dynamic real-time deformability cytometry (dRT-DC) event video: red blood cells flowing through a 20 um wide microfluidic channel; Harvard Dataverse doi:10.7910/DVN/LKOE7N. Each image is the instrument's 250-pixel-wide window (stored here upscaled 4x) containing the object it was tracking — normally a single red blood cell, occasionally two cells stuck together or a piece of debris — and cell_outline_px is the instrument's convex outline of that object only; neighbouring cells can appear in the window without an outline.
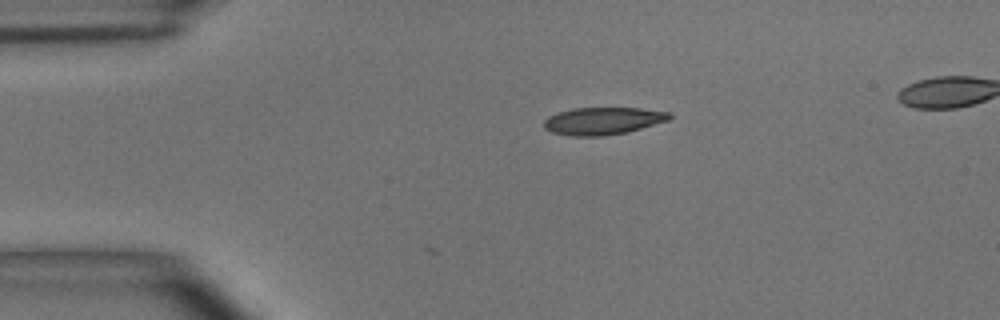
{"species": "common noctule bat (a hibernating species)", "species_latin": "Nyctalus noctula", "temperature_condition": "room temperature", "stored_images_in_passage": 5, "camera_frame_rate_fps": 3000, "um_per_image_px": 0.085, "animal": {"sex": "male", "body_mass_g": 15.6}, "frame": {"image": 1, "passage_image": 1, "time_ms": 0.0, "image_size_px": [1000, 320], "cell_outline_px": [[672, 116], [668, 120], [628, 132], [604, 136], [572, 136], [552, 132], [544, 128], [544, 120], [548, 116], [560, 112], [576, 108], [640, 108], [672, 112]], "centroid_in_image_um": [51.27, 10.28], "position_along_channel_um": 33.7, "area_um2": 20.0}}